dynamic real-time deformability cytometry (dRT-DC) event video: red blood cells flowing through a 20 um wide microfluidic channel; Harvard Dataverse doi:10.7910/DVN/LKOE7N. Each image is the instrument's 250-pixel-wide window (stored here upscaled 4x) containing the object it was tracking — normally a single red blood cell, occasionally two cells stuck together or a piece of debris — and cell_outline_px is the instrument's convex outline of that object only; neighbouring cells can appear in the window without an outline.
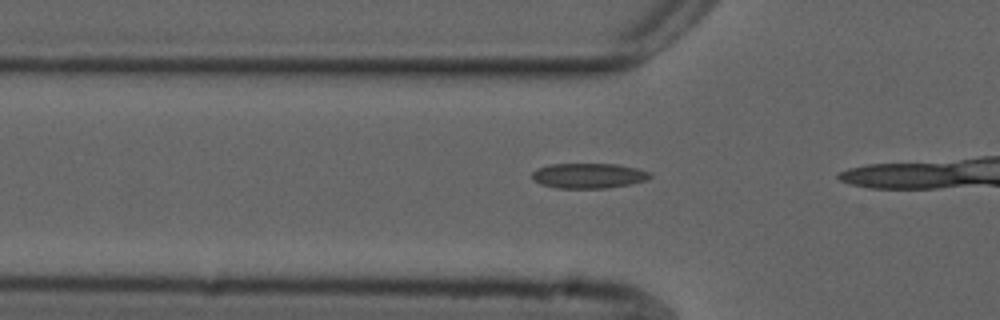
{"species": "common noctule bat (a hibernating species)", "species_latin": "Nyctalus noctula", "temperature_condition": "cold", "stored_images_in_passage": 10, "camera_frame_rate_fps": 3000, "um_per_image_px": 0.085, "animal": {"sex": "male", "forearm_length_mm": 52.5}, "frame": {"image": 1, "passage_image": 5, "time_ms": 1.333, "image_size_px": [1000, 320], "cell_outline_px": [[652, 176], [648, 180], [608, 188], [556, 188], [540, 184], [532, 180], [532, 172], [548, 164], [616, 164], [636, 168], [652, 172]], "centroid_in_image_um": [50.04, 14.94], "position_along_channel_um": 75.8, "area_um2": 17.34}}
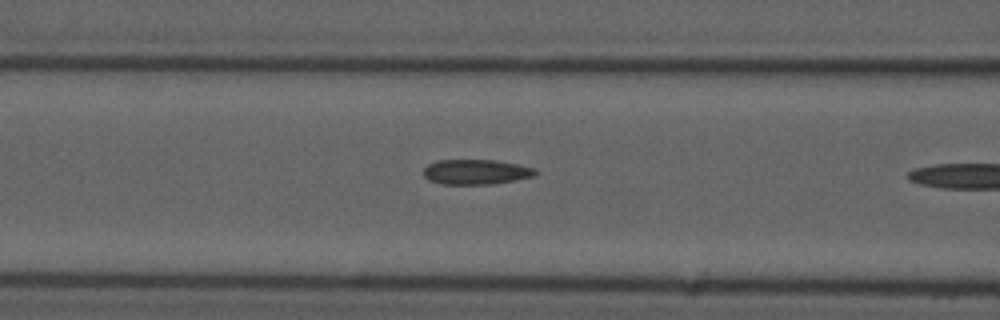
{"frame": {"image": 2, "passage_image": 9, "time_ms": 2.667, "image_size_px": [1000, 320], "cell_outline_px": [[540, 172], [536, 176], [492, 184], [440, 184], [428, 180], [424, 176], [424, 168], [428, 164], [436, 160], [492, 160], [516, 164], [536, 168]], "centroid_in_image_um": [40.47, 14.61], "position_along_channel_um": 126.1, "area_um2": 16.42}}